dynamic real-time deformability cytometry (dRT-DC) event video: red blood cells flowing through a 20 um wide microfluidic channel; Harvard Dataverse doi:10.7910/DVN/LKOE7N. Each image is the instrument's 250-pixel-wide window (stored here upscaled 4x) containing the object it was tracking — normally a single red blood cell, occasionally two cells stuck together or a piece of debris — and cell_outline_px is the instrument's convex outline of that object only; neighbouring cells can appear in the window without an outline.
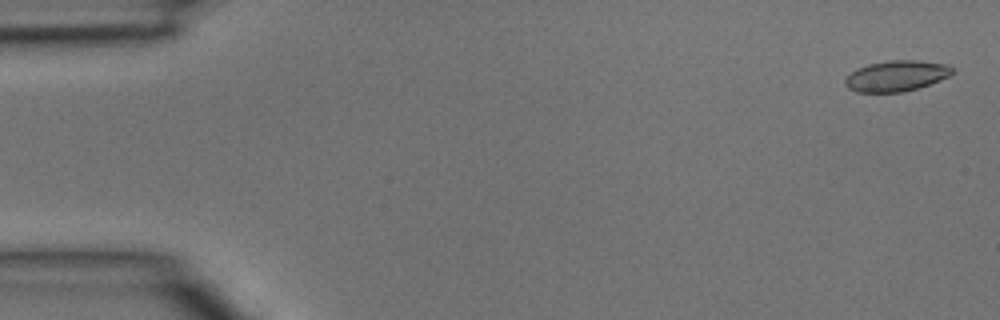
{"species": "common noctule bat (a hibernating species)", "species_latin": "Nyctalus noctula", "temperature_condition": "room temperature", "stored_images_in_passage": 5, "segment_of_instrument_passage": [1, 2], "camera_frame_rate_fps": 3000, "um_per_image_px": 0.085, "animal": {"sex": "male", "body_mass_g": 15.6}, "frame": {"image": 1, "passage_image": 1, "time_ms": 0.0, "image_size_px": [1000, 320], "cell_outline_px": [[952, 72], [948, 76], [928, 84], [904, 92], [856, 92], [848, 88], [844, 84], [844, 80], [856, 68], [868, 64], [888, 60], [920, 60], [948, 64], [952, 68]], "centroid_in_image_um": [76.15, 6.44], "position_along_channel_um": 8.8, "area_um2": 19.13}}
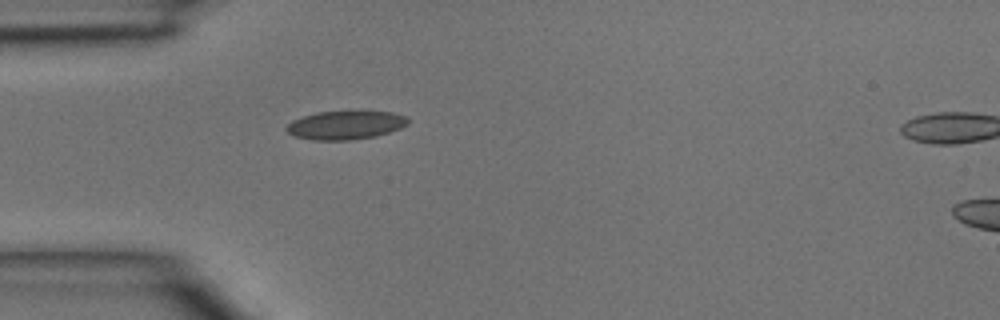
{"frame": {"image": 2, "passage_image": 4, "time_ms": 1.0, "image_size_px": [1000, 320], "cell_outline_px": [[408, 124], [400, 128], [376, 136], [348, 140], [312, 140], [296, 136], [288, 132], [284, 128], [292, 120], [316, 112], [392, 112], [408, 116]], "centroid_in_image_um": [29.37, 10.64], "position_along_channel_um": 55.6, "area_um2": 20.0}}